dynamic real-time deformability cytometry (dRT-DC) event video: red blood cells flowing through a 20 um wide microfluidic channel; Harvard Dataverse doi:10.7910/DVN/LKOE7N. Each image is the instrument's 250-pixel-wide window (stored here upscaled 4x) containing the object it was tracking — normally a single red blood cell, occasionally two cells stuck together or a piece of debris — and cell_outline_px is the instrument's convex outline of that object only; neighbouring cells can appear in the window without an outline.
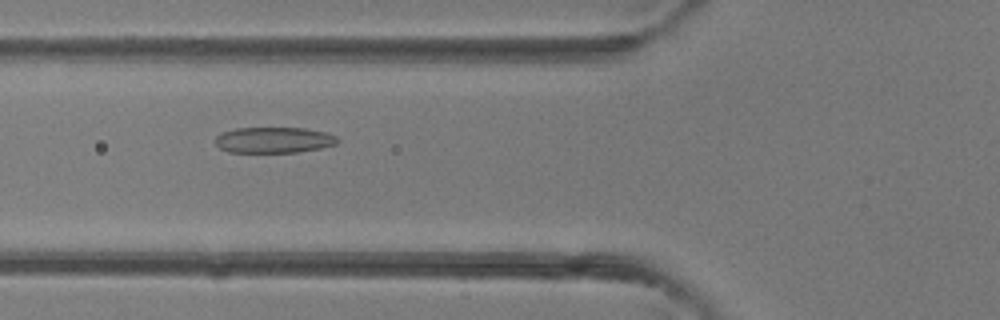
{"species": "common noctule bat (a hibernating species)", "species_latin": "Nyctalus noctula", "temperature_condition": "room temperature", "stored_images_in_passage": 30, "camera_frame_rate_fps": 3000, "um_per_image_px": 0.085, "animal": {"sex": "female"}, "frame": {"image": 1, "passage_image": 3, "time_ms": 0.667, "image_size_px": [1000, 320], "cell_outline_px": [[340, 140], [336, 144], [320, 148], [296, 152], [228, 152], [220, 148], [216, 144], [216, 136], [224, 132], [236, 128], [304, 128], [324, 132], [336, 136]], "centroid_in_image_um": [23.28, 11.9], "position_along_channel_um": 102.5, "area_um2": 18.26}}
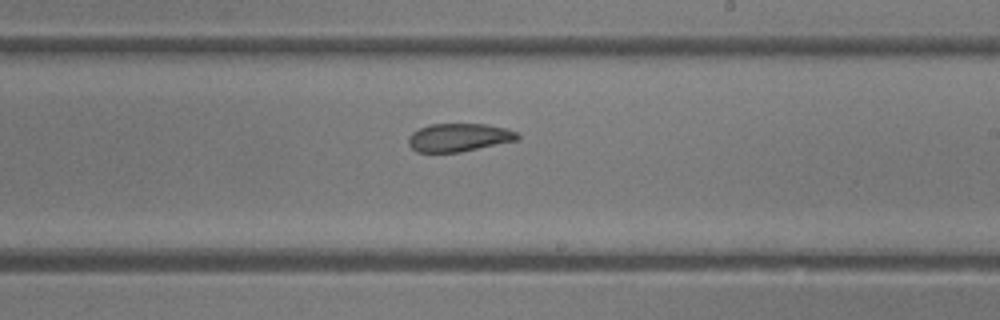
{"frame": {"image": 2, "passage_image": 12, "time_ms": 3.667, "image_size_px": [1000, 320], "cell_outline_px": [[520, 136], [516, 140], [460, 152], [416, 152], [408, 144], [408, 136], [412, 132], [420, 128], [432, 124], [488, 124], [504, 128], [516, 132]], "centroid_in_image_um": [38.97, 11.68], "position_along_channel_um": 250.0, "area_um2": 17.74}}
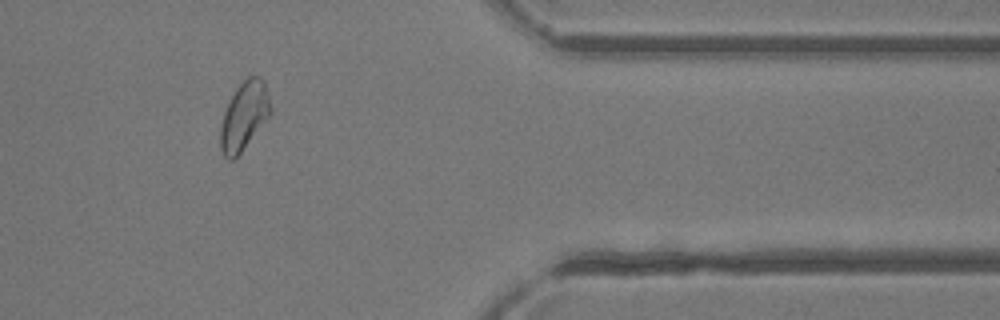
{"frame": {"image": 3, "passage_image": 22, "time_ms": 7.0, "image_size_px": [1000, 320], "cell_outline_px": [[272, 112], [240, 152], [232, 160], [228, 160], [224, 156], [220, 148], [220, 124], [228, 100], [236, 88], [248, 76], [260, 76], [264, 80], [268, 92], [272, 108]], "centroid_in_image_um": [20.74, 9.81], "position_along_channel_um": 390.7, "area_um2": 19.88}}